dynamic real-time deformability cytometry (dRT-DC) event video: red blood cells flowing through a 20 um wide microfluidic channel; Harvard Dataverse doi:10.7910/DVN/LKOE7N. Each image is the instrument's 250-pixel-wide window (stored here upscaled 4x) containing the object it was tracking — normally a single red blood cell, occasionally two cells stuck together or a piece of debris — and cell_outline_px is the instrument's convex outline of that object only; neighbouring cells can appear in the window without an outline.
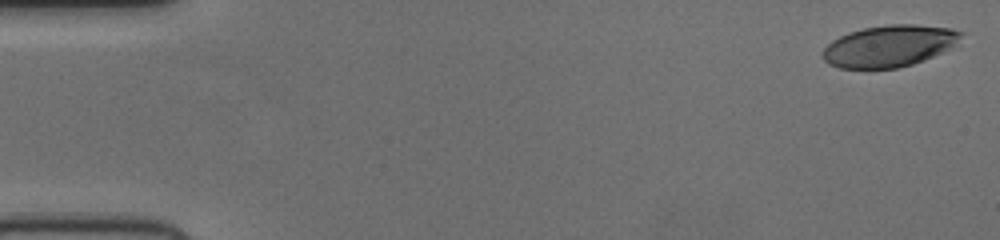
{"species": "human", "species_latin": "Homo sapiens", "temperature_condition": "cold", "stored_images_in_passage": 52, "camera_frame_rate_fps": 3000, "um_per_image_px": 0.085, "donor": {"sex": "female"}, "frame": {"image": 1, "passage_image": 1, "time_ms": 0.0, "image_size_px": [1000, 240], "cell_outline_px": [[964, 32], [948, 48], [924, 60], [912, 64], [896, 68], [840, 68], [828, 64], [820, 56], [820, 52], [832, 40], [848, 32], [864, 28], [888, 24], [916, 24], [952, 28]], "centroid_in_image_um": [75.51, 3.9], "position_along_channel_um": 9.5, "area_um2": 33.35}}
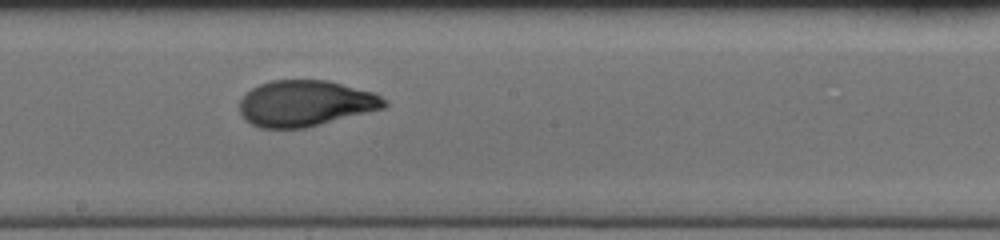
{"frame": {"image": 2, "passage_image": 29, "time_ms": 9.333, "image_size_px": [1000, 240], "cell_outline_px": [[388, 104], [384, 108], [304, 128], [260, 128], [244, 120], [240, 112], [240, 100], [252, 88], [260, 84], [272, 80], [328, 80], [376, 92], [388, 100]], "centroid_in_image_um": [25.99, 8.78], "position_along_channel_um": 222.2, "area_um2": 38.9}}
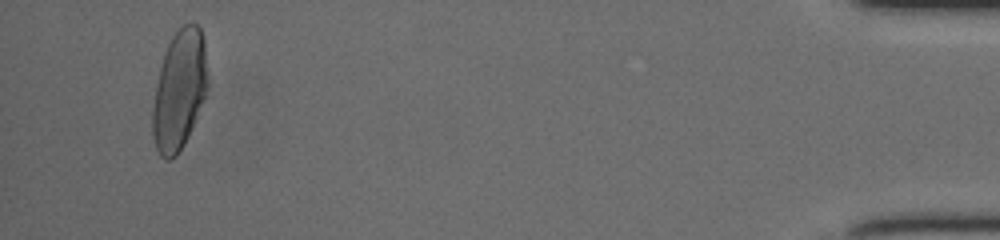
{"frame": {"image": 3, "passage_image": 50, "time_ms": 16.333, "image_size_px": [1000, 240], "cell_outline_px": [[208, 84], [204, 96], [188, 136], [184, 144], [176, 156], [168, 160], [160, 156], [156, 148], [152, 136], [152, 108], [160, 68], [168, 44], [172, 36], [184, 24], [196, 24], [200, 28], [204, 40]], "centroid_in_image_um": [15.23, 7.67], "position_along_channel_um": 420.0, "area_um2": 37.8}}